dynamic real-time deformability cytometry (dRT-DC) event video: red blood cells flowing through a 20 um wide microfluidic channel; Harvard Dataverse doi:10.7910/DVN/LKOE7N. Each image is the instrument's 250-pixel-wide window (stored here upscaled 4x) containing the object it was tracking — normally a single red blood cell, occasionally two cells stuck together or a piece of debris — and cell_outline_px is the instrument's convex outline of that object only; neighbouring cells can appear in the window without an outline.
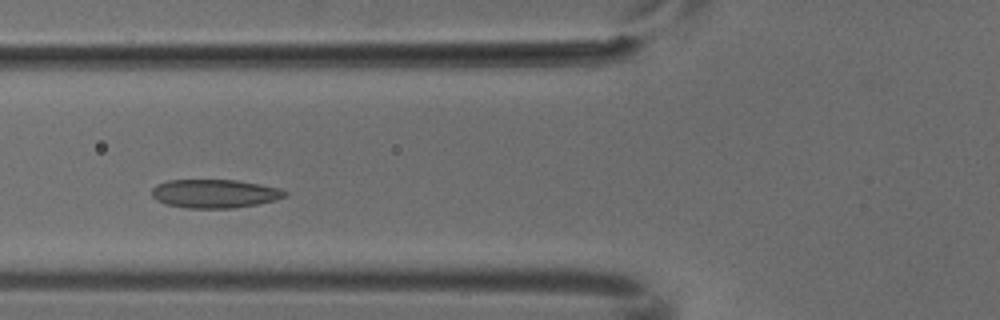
{"species": "common noctule bat (a hibernating species)", "species_latin": "Nyctalus noctula", "temperature_condition": "cold", "stored_images_in_passage": 6, "camera_frame_rate_fps": 3000, "um_per_image_px": 0.085, "animal": {"sex": "male", "body_mass_g": 18.8}, "frame": {"image": 1, "passage_image": 4, "time_ms": 1.0, "image_size_px": [1000, 320], "cell_outline_px": [[288, 196], [276, 200], [236, 208], [188, 208], [164, 204], [156, 200], [152, 196], [152, 188], [156, 184], [168, 180], [236, 180], [260, 184], [280, 188], [288, 192]], "centroid_in_image_um": [18.25, 16.46], "position_along_channel_um": 107.5, "area_um2": 22.37}}
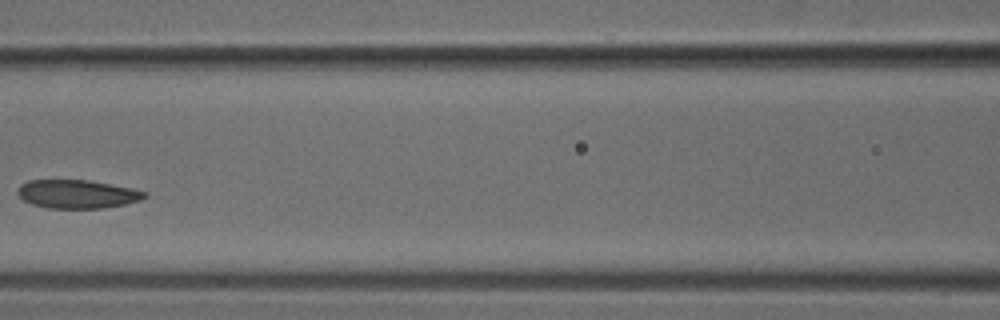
{"frame": {"image": 2, "passage_image": 5, "time_ms": 1.333, "image_size_px": [1000, 320], "cell_outline_px": [[148, 196], [140, 200], [124, 204], [104, 208], [48, 208], [32, 204], [24, 200], [16, 192], [20, 184], [28, 180], [88, 180], [132, 188], [148, 192]], "centroid_in_image_um": [6.57, 16.49], "position_along_channel_um": 160.0, "area_um2": 21.1}}
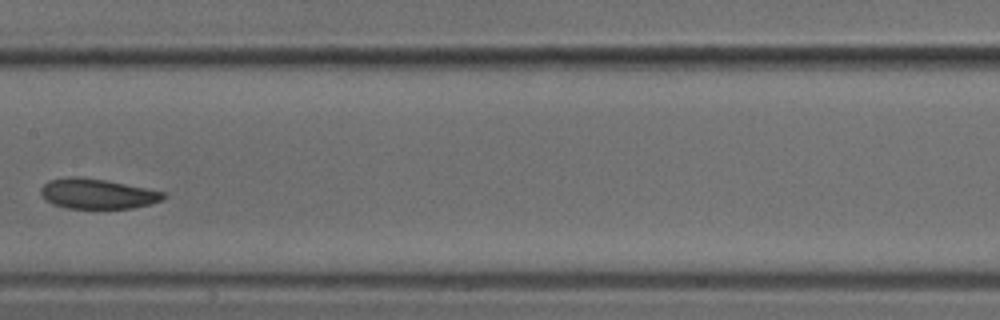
{"frame": {"image": 3, "passage_image": 6, "time_ms": 1.667, "image_size_px": [1000, 320], "cell_outline_px": [[168, 196], [164, 200], [132, 208], [68, 208], [52, 204], [44, 200], [40, 196], [40, 188], [48, 180], [68, 176], [76, 176], [104, 180], [164, 192]], "centroid_in_image_um": [8.22, 16.47], "position_along_channel_um": 199.2, "area_um2": 21.5}}